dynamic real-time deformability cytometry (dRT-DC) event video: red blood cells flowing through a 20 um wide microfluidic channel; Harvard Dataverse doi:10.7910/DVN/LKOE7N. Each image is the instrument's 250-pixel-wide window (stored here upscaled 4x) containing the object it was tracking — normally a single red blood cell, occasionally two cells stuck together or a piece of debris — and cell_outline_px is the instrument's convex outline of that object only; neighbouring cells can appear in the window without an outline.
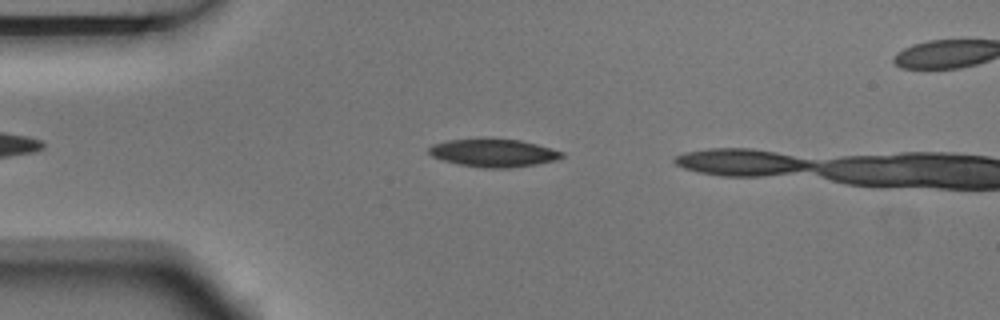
{"species": "Egyptian fruit bat (a non-hibernating species)", "species_latin": "Rousettus aegyptiacus", "temperature_condition": "room temperature", "stored_images_in_passage": 4, "camera_frame_rate_fps": 3000, "um_per_image_px": 0.085, "animal": {"sex": "male"}, "frame": {"image": 1, "passage_image": 3, "time_ms": 0.667, "image_size_px": [1000, 320], "cell_outline_px": [[564, 156], [556, 160], [536, 164], [508, 168], [480, 168], [456, 164], [432, 156], [428, 152], [428, 148], [432, 144], [448, 140], [520, 140], [536, 144], [564, 152]], "centroid_in_image_um": [41.94, 13.02], "position_along_channel_um": 43.1, "area_um2": 21.27}}